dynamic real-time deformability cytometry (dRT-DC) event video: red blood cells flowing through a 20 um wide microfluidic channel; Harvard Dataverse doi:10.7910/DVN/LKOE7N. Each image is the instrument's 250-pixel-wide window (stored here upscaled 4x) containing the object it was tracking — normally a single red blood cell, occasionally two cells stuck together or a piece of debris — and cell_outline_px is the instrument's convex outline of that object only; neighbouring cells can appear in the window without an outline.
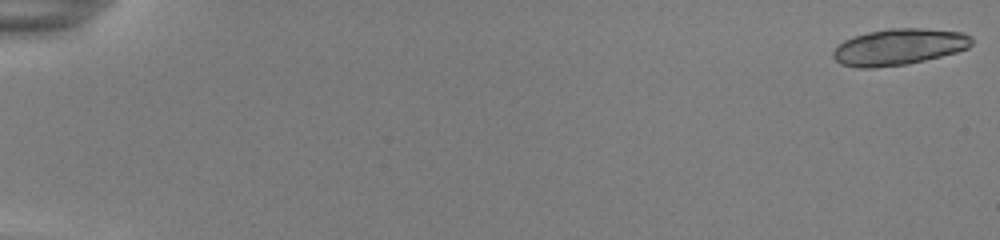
{"species": "common noctule bat (a hibernating species)", "species_latin": "Nyctalus noctula", "temperature_condition": "room temperature", "stored_images_in_passage": 22, "camera_frame_rate_fps": 3000, "um_per_image_px": 0.085, "animal": {"sex": "female", "body_mass_g": 22.0, "forearm_length_mm": 56.7}, "frame": {"image": 1, "passage_image": 1, "time_ms": 0.0, "image_size_px": [1000, 240], "cell_outline_px": [[972, 44], [968, 48], [956, 52], [908, 64], [872, 68], [856, 68], [840, 64], [832, 56], [832, 52], [844, 40], [852, 36], [868, 32], [888, 28], [920, 28], [964, 32], [972, 36]], "centroid_in_image_um": [76.4, 3.98], "position_along_channel_um": 8.6, "area_um2": 29.48}}
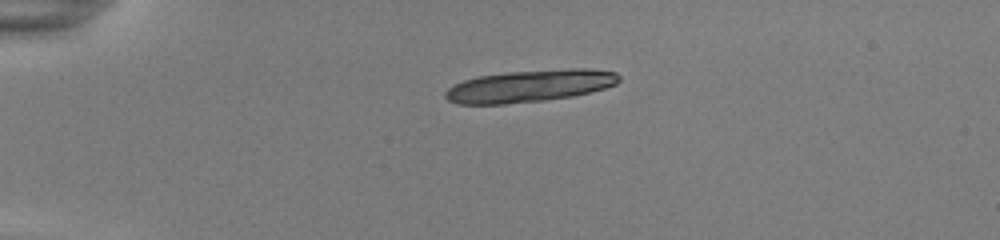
{"frame": {"image": 2, "passage_image": 14, "time_ms": 4.333, "image_size_px": [1000, 240], "cell_outline_px": [[620, 80], [616, 84], [604, 88], [572, 96], [544, 100], [504, 104], [456, 104], [448, 100], [444, 96], [444, 92], [452, 84], [476, 76], [508, 72], [568, 68], [584, 68], [616, 72], [620, 76]], "centroid_in_image_um": [44.98, 7.3], "position_along_channel_um": 40.0, "area_um2": 32.6}}